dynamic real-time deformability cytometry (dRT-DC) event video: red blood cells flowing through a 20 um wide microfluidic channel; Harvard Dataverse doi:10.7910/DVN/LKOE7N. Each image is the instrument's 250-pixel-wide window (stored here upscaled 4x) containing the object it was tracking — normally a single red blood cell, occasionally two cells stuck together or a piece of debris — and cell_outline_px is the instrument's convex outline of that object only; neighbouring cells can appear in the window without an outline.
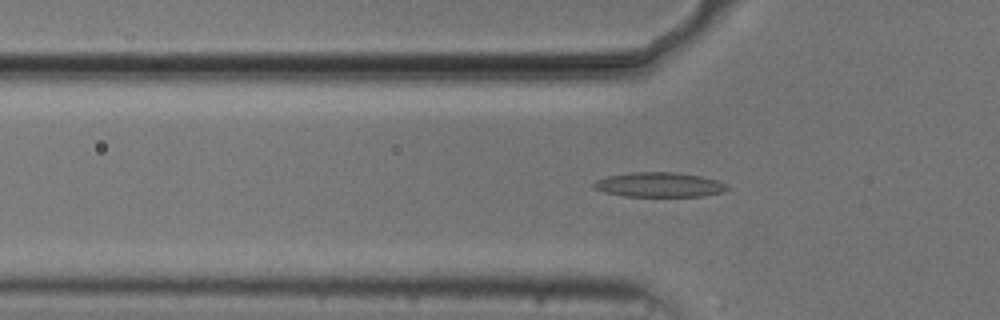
{"species": "common noctule bat (a hibernating species)", "species_latin": "Nyctalus noctula", "temperature_condition": "cold", "stored_images_in_passage": 40, "camera_frame_rate_fps": 3000, "um_per_image_px": 0.085, "animal": {"sex": "male", "body_mass_g": 20.5, "forearm_length_mm": 52.5}, "frame": {"image": 1, "passage_image": 11, "time_ms": 3.333, "image_size_px": [1000, 320], "cell_outline_px": [[728, 188], [720, 192], [704, 196], [624, 196], [604, 192], [596, 188], [592, 184], [596, 180], [608, 176], [632, 172], [676, 172], [700, 176], [716, 180], [724, 184]], "centroid_in_image_um": [56.0, 15.7], "position_along_channel_um": 69.8, "area_um2": 18.9}}
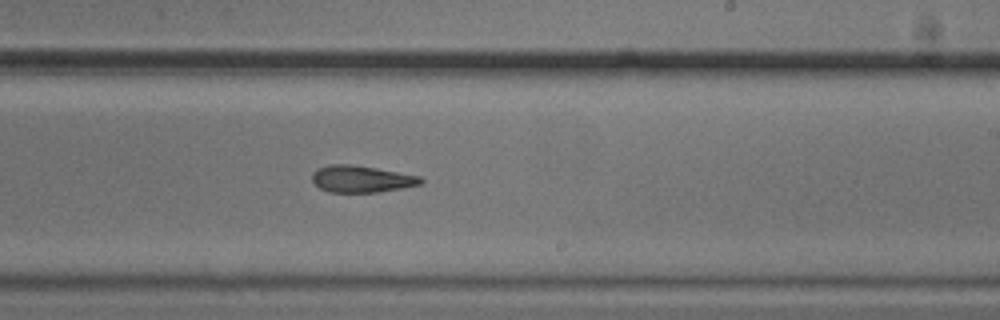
{"frame": {"image": 2, "passage_image": 26, "time_ms": 8.333, "image_size_px": [1000, 320], "cell_outline_px": [[424, 180], [420, 184], [400, 188], [376, 192], [328, 192], [320, 188], [312, 180], [312, 172], [316, 168], [328, 164], [352, 164], [376, 168], [420, 176]], "centroid_in_image_um": [30.67, 15.2], "position_along_channel_um": 258.3, "area_um2": 16.94}}
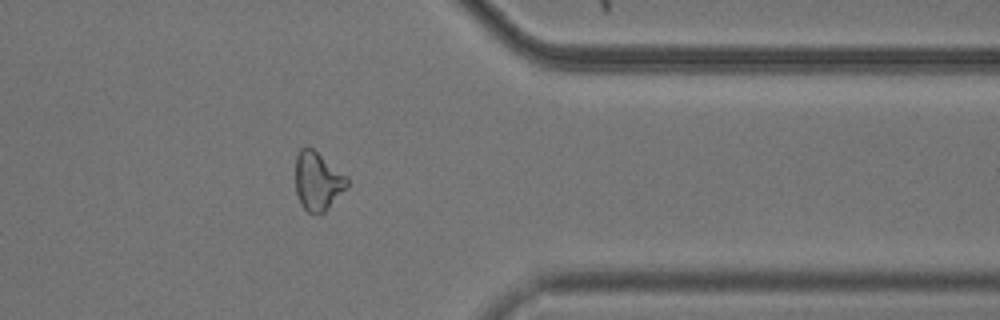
{"frame": {"image": 3, "passage_image": 37, "time_ms": 12.0, "image_size_px": [1000, 320], "cell_outline_px": [[348, 184], [324, 212], [308, 212], [300, 204], [296, 192], [296, 156], [300, 148], [304, 144], [312, 148], [348, 176]], "centroid_in_image_um": [26.98, 15.34], "position_along_channel_um": 384.4, "area_um2": 17.4}}